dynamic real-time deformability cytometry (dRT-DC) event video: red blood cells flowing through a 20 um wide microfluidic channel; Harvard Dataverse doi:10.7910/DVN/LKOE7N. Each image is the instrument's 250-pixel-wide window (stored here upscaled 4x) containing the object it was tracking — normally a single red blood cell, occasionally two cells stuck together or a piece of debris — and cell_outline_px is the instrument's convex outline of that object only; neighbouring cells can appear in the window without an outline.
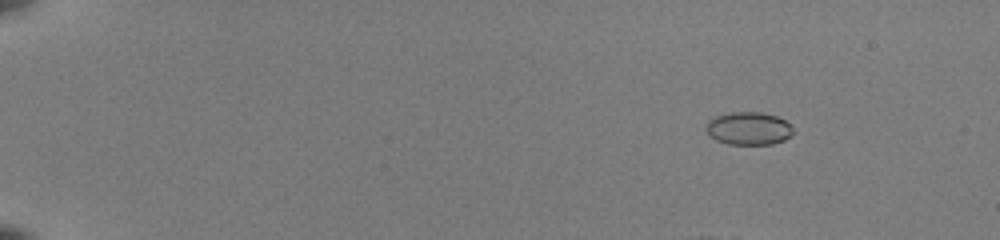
{"species": "common noctule bat (a hibernating species)", "species_latin": "Nyctalus noctula", "temperature_condition": "room temperature", "stored_images_in_passage": 54, "camera_frame_rate_fps": 3000, "um_per_image_px": 0.085, "animal": {"sex": "female", "body_mass_g": 22.0, "forearm_length_mm": 56.7}, "frame": {"image": 1, "passage_image": 8, "time_ms": 2.333, "image_size_px": [1000, 240], "cell_outline_px": [[792, 132], [784, 140], [772, 144], [728, 144], [716, 140], [708, 136], [704, 128], [708, 120], [712, 116], [732, 112], [760, 112], [776, 116], [784, 120], [792, 128]], "centroid_in_image_um": [63.54, 10.91], "position_along_channel_um": 21.5, "area_um2": 16.76}}
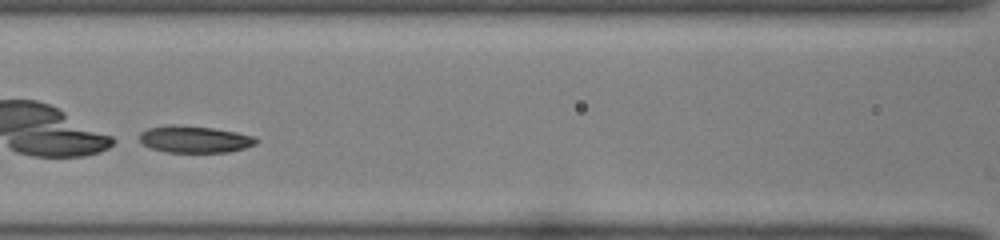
{"frame": {"image": 2, "passage_image": 29, "time_ms": 9.333, "image_size_px": [1000, 240], "cell_outline_px": [[260, 140], [256, 144], [244, 148], [228, 152], [164, 152], [152, 148], [144, 144], [140, 140], [140, 132], [148, 128], [168, 124], [172, 124], [212, 128], [236, 132], [256, 136]], "centroid_in_image_um": [16.57, 11.83], "position_along_channel_um": 150.0, "area_um2": 18.32}}
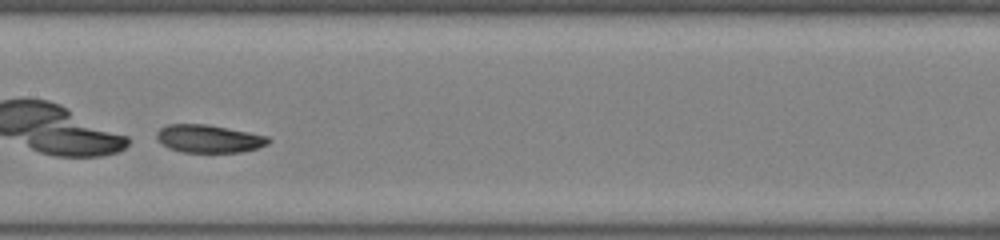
{"frame": {"image": 3, "passage_image": 32, "time_ms": 10.333, "image_size_px": [1000, 240], "cell_outline_px": [[272, 140], [268, 144], [256, 148], [240, 152], [180, 152], [168, 148], [156, 136], [156, 132], [160, 128], [168, 124], [208, 124], [268, 136]], "centroid_in_image_um": [17.76, 11.78], "position_along_channel_um": 189.6, "area_um2": 18.09}, "authors_computed_cell_mechanics": {"area_um2": 18.207, "velocity_mm_per_s": 3.9683, "shape_relaxation_time_tau1_ms": 4.4577, "shape_relaxation_time_tau2_ms": null, "deformation_change_tau1": 0.1397, "deformation_change_tau2": null}}